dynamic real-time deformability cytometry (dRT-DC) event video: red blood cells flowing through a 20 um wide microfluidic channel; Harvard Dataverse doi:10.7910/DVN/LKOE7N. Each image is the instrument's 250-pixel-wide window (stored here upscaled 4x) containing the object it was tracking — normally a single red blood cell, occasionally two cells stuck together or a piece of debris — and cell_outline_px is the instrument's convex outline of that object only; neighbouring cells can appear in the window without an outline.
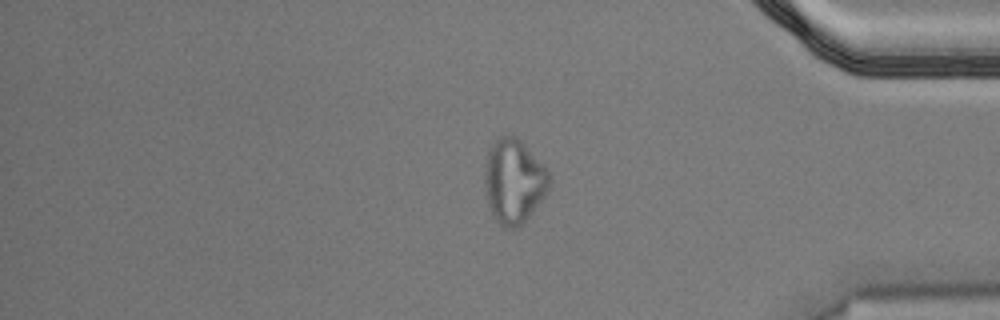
{"species": "Egyptian fruit bat (a non-hibernating species)", "species_latin": "Rousettus aegyptiacus", "temperature_condition": "cold", "stored_images_in_passage": 56, "segment_of_instrument_passage": [2, 2], "camera_frame_rate_fps": 3000, "um_per_image_px": 0.085, "animal": {"sex": "male"}, "frame": {"image": 1, "passage_image": 46, "time_ms": 15.0, "image_size_px": [1000, 320], "cell_outline_px": [[552, 180], [548, 192], [520, 228], [508, 228], [500, 224], [492, 216], [488, 204], [484, 188], [484, 164], [488, 152], [492, 144], [500, 136], [516, 136], [544, 164], [552, 176]], "centroid_in_image_um": [43.69, 15.42], "position_along_channel_um": 391.5, "area_um2": 32.31}}